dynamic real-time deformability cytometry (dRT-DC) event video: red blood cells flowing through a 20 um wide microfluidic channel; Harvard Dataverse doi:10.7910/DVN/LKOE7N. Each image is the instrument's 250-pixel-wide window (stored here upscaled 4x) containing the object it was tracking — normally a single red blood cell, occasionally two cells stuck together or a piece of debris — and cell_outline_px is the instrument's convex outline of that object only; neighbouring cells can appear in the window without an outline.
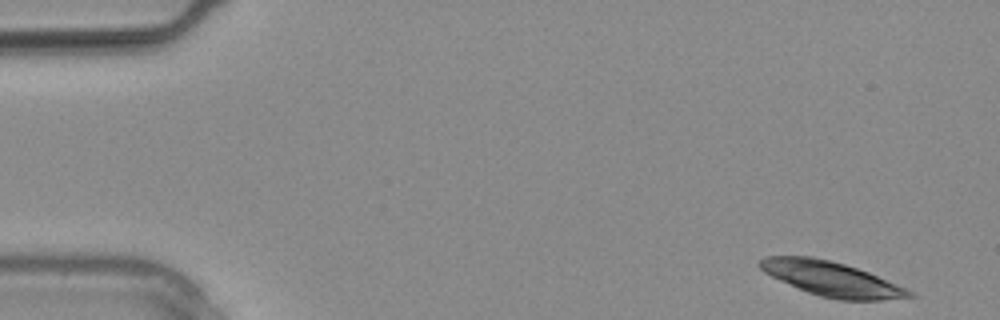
{"species": "common noctule bat (a hibernating species)", "species_latin": "Nyctalus noctula", "temperature_condition": "warm", "stored_images_in_passage": 13, "camera_frame_rate_fps": 3000, "um_per_image_px": 0.085, "animal": {"sex": "male", "body_mass_g": 20.4}, "frame": {"image": 1, "passage_image": 1, "time_ms": 0.0, "image_size_px": [1000, 320], "cell_outline_px": [[916, 296], [880, 300], [840, 300], [820, 296], [808, 292], [780, 280], [764, 272], [756, 264], [764, 256], [812, 256], [844, 264], [868, 272], [904, 288], [912, 292]], "centroid_in_image_um": [70.62, 23.69], "position_along_channel_um": 14.4, "area_um2": 29.54}}
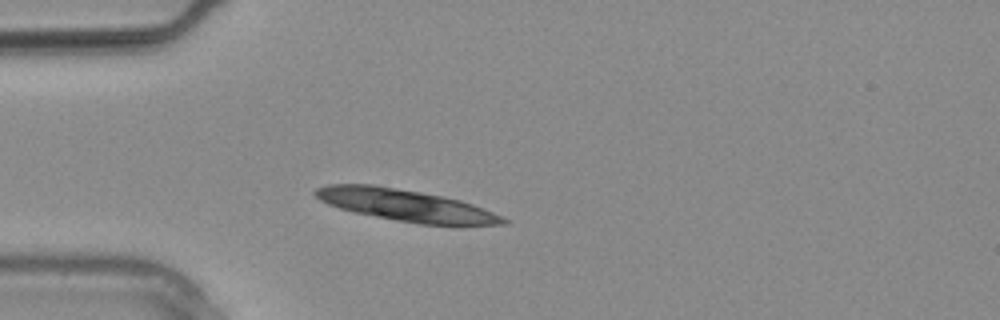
{"frame": {"image": 2, "passage_image": 7, "time_ms": 2.0, "image_size_px": [1000, 320], "cell_outline_px": [[512, 220], [508, 224], [420, 224], [396, 220], [356, 212], [340, 208], [328, 204], [320, 200], [312, 192], [316, 188], [328, 184], [372, 184], [420, 192], [460, 200], [472, 204]], "centroid_in_image_um": [34.46, 17.43], "position_along_channel_um": 50.5, "area_um2": 34.16}}